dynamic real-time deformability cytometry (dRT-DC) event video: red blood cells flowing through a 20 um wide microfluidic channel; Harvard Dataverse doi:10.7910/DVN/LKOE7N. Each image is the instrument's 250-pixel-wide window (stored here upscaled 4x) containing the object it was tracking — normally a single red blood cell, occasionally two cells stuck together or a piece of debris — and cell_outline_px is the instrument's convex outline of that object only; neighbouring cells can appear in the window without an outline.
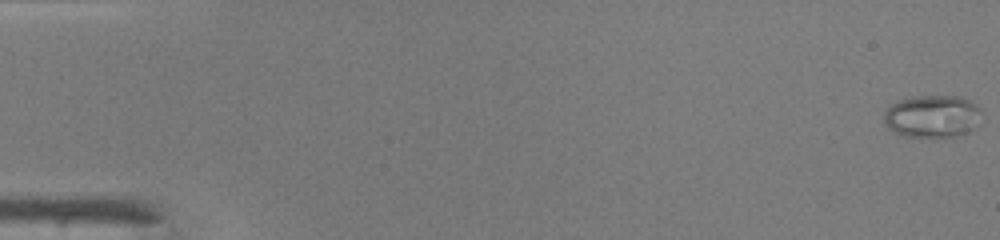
{"species": "common noctule bat (a hibernating species)", "species_latin": "Nyctalus noctula", "temperature_condition": "warm", "stored_images_in_passage": 44, "camera_frame_rate_fps": 3000, "um_per_image_px": 0.085, "animal": {"sex": "male", "body_mass_g": 19.0, "forearm_length_mm": 50.8}, "frame": {"image": 1, "passage_image": 1, "time_ms": 0.0, "image_size_px": [1000, 240], "cell_outline_px": [[980, 112], [972, 128], [956, 136], [904, 136], [888, 128], [884, 124], [884, 112], [892, 104], [900, 100], [920, 96], [956, 96], [968, 100], [976, 104], [980, 108]], "centroid_in_image_um": [79.19, 9.87], "position_along_channel_um": 5.8, "area_um2": 23.47}}
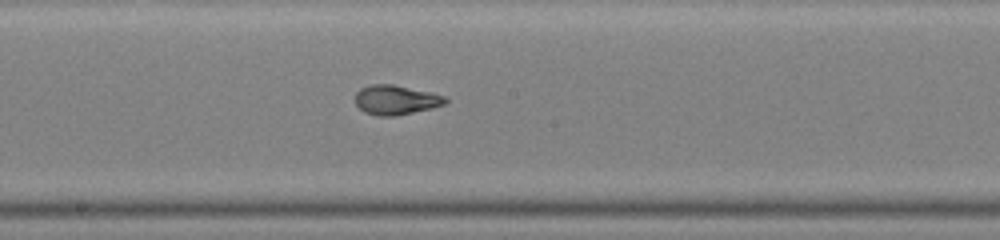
{"frame": {"image": 2, "passage_image": 27, "time_ms": 8.667, "image_size_px": [1000, 240], "cell_outline_px": [[448, 100], [444, 104], [432, 108], [396, 116], [380, 116], [364, 112], [356, 104], [356, 92], [360, 88], [372, 84], [392, 84], [432, 92], [444, 96]], "centroid_in_image_um": [33.65, 8.49], "position_along_channel_um": 214.6, "area_um2": 15.49}}
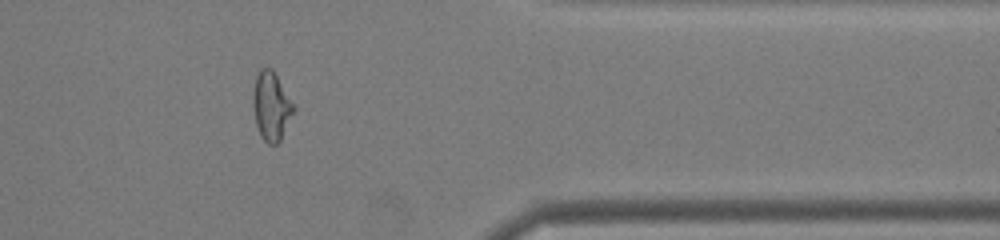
{"frame": {"image": 3, "passage_image": 40, "time_ms": 13.0, "image_size_px": [1000, 240], "cell_outline_px": [[292, 112], [280, 140], [276, 144], [268, 144], [260, 136], [256, 124], [252, 100], [252, 96], [256, 76], [260, 68], [272, 68], [292, 104]], "centroid_in_image_um": [22.99, 9.02], "position_along_channel_um": 388.4, "area_um2": 15.55}}